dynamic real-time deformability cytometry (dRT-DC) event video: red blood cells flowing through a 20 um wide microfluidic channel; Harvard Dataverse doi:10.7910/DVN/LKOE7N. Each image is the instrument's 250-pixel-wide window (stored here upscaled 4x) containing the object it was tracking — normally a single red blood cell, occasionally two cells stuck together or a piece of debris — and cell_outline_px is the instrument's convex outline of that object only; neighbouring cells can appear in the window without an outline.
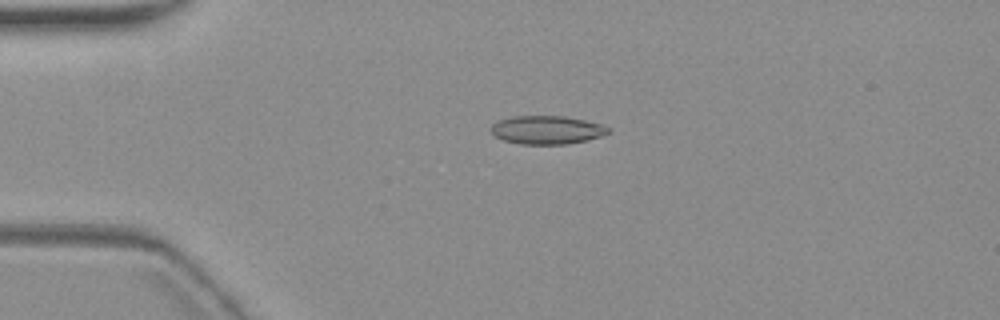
{"species": "common noctule bat (a hibernating species)", "species_latin": "Nyctalus noctula", "temperature_condition": "warm", "stored_images_in_passage": 4, "camera_frame_rate_fps": 3000, "um_per_image_px": 0.085, "animal": {"sex": "female", "body_mass_g": 19.3, "forearm_length_mm": 54.1}, "frame": {"image": 1, "passage_image": 4, "time_ms": 3.667, "image_size_px": [1000, 320], "cell_outline_px": [[612, 132], [588, 140], [568, 144], [520, 144], [504, 140], [496, 136], [488, 128], [496, 120], [512, 116], [564, 116], [584, 120], [600, 124], [608, 128]], "centroid_in_image_um": [46.45, 11.04], "position_along_channel_um": 38.5, "area_um2": 19.48}}